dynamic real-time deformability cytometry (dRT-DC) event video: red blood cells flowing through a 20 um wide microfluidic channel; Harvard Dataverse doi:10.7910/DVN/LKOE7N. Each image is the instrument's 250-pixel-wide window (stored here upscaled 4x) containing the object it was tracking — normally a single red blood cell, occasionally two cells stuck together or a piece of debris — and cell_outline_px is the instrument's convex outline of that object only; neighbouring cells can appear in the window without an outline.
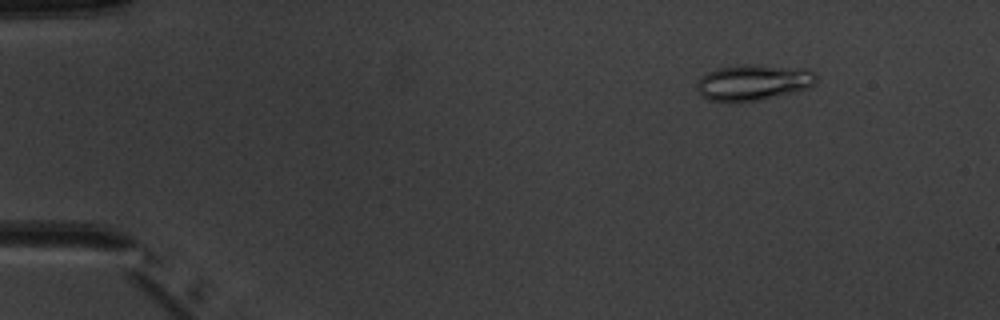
{"species": "common noctule bat (a hibernating species)", "species_latin": "Nyctalus noctula", "temperature_condition": "warm", "stored_images_in_passage": 7, "camera_frame_rate_fps": 3000, "um_per_image_px": 0.085, "animal": {"sex": "male", "body_mass_g": 20.1, "forearm_length_mm": 53.5}, "frame": {"image": 1, "passage_image": 2, "time_ms": 1.333, "image_size_px": [1000, 320], "cell_outline_px": [[816, 84], [808, 88], [792, 92], [756, 100], [732, 104], [708, 100], [696, 88], [696, 80], [700, 76], [708, 72], [720, 68], [744, 64], [756, 64], [808, 68], [816, 72]], "centroid_in_image_um": [64.03, 7.0], "position_along_channel_um": 21.0, "area_um2": 25.43}}
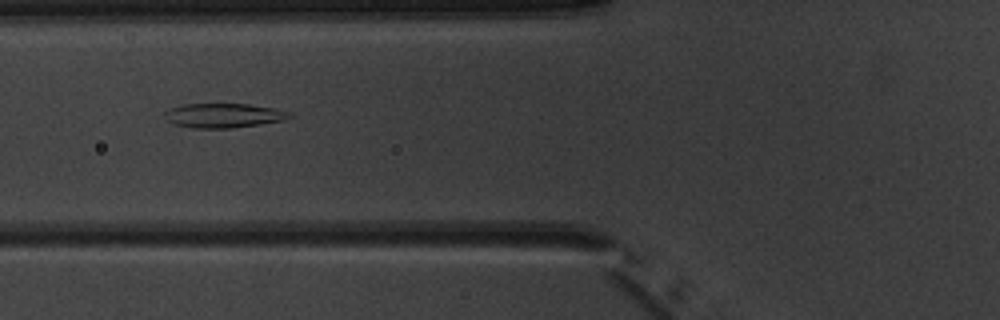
{"frame": {"image": 2, "passage_image": 6, "time_ms": 6.0, "image_size_px": [1000, 320], "cell_outline_px": [[292, 116], [284, 120], [260, 124], [228, 128], [192, 128], [172, 124], [164, 116], [164, 112], [168, 108], [184, 104], [248, 104], [276, 108], [288, 112]], "centroid_in_image_um": [18.96, 9.81], "position_along_channel_um": 106.8, "area_um2": 17.74}}
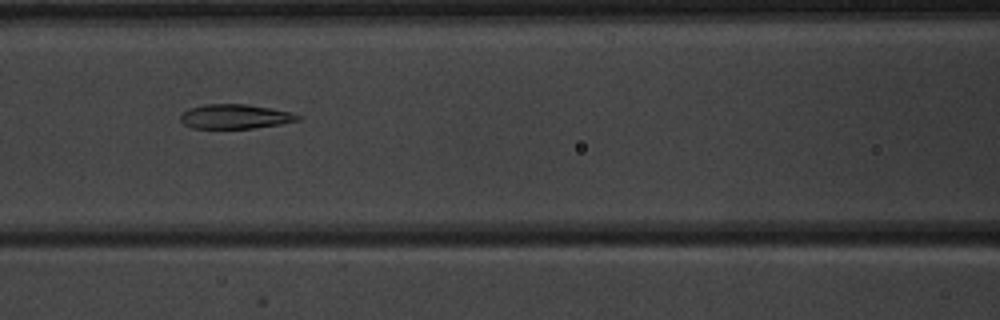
{"frame": {"image": 3, "passage_image": 7, "time_ms": 7.0, "image_size_px": [1000, 320], "cell_outline_px": [[304, 116], [300, 120], [280, 124], [252, 128], [192, 128], [184, 124], [180, 120], [180, 116], [188, 108], [204, 104], [244, 104], [292, 112]], "centroid_in_image_um": [20.0, 9.9], "position_along_channel_um": 146.6, "area_um2": 16.7}}